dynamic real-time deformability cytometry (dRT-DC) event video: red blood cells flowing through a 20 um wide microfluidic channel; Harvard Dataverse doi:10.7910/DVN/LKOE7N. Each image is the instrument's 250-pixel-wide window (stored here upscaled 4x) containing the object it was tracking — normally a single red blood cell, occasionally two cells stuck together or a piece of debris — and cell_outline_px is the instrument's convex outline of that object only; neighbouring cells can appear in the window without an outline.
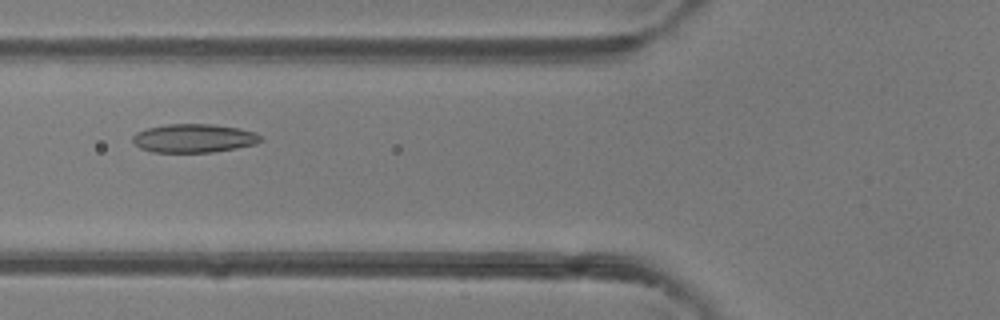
{"species": "common noctule bat (a hibernating species)", "species_latin": "Nyctalus noctula", "temperature_condition": "room temperature", "stored_images_in_passage": 42, "camera_frame_rate_fps": 3000, "um_per_image_px": 0.085, "animal": {"sex": "female"}, "frame": {"image": 1, "passage_image": 13, "time_ms": 4.0, "image_size_px": [1000, 320], "cell_outline_px": [[264, 140], [256, 144], [236, 148], [212, 152], [152, 152], [140, 148], [132, 140], [132, 136], [136, 132], [148, 128], [168, 124], [212, 124], [240, 128], [256, 132]], "centroid_in_image_um": [16.5, 11.75], "position_along_channel_um": 109.3, "area_um2": 21.39}}
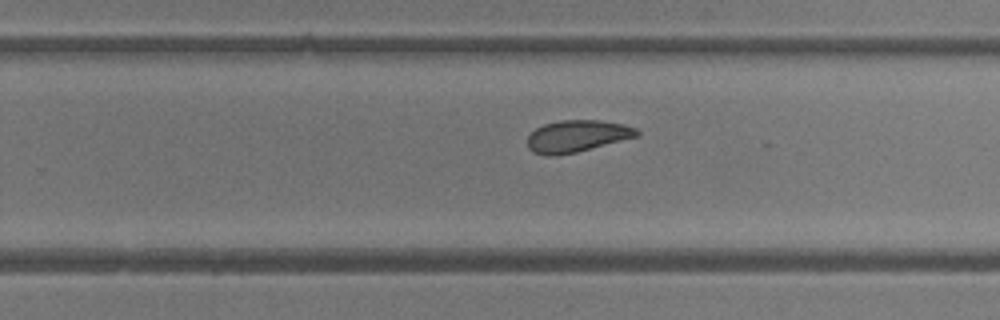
{"frame": {"image": 2, "passage_image": 25, "time_ms": 8.0, "image_size_px": [1000, 320], "cell_outline_px": [[640, 136], [576, 152], [556, 156], [548, 156], [532, 152], [528, 148], [528, 136], [536, 128], [544, 124], [560, 120], [600, 120], [624, 124], [636, 128], [640, 132]], "centroid_in_image_um": [49.06, 11.57], "position_along_channel_um": 280.7, "area_um2": 20.46}}
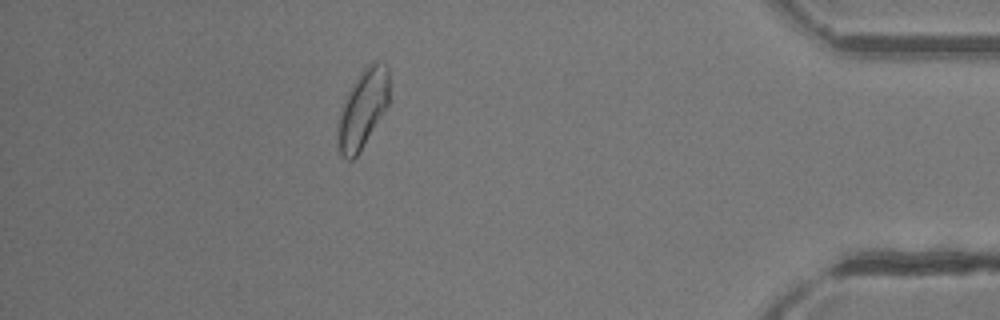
{"frame": {"image": 3, "passage_image": 37, "time_ms": 12.0, "image_size_px": [1000, 320], "cell_outline_px": [[388, 104], [356, 156], [352, 160], [348, 160], [340, 152], [336, 144], [336, 124], [340, 108], [352, 84], [360, 72], [372, 60], [384, 60], [388, 68]], "centroid_in_image_um": [30.79, 9.2], "position_along_channel_um": 404.4, "area_um2": 23.58}, "authors_computed_cell_mechanics": {"area_um2": 21.675, "velocity_mm_per_s": 4.2921, "shape_relaxation_time_tau1_ms": 4.7299, "shape_relaxation_time_tau2_ms": 3.2449, "deformation_change_tau1": 0.1267, "deformation_change_tau2": 0.0891}}